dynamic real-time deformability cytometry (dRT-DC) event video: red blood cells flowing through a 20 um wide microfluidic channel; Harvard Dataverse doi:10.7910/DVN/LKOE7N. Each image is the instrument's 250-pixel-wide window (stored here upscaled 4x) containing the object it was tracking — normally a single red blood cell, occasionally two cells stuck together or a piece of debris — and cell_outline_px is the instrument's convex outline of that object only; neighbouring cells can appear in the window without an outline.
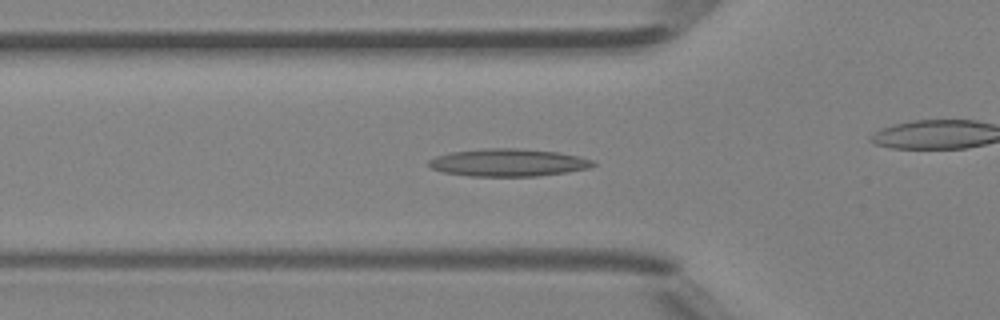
{"species": "Egyptian fruit bat (a non-hibernating species)", "species_latin": "Rousettus aegyptiacus", "temperature_condition": "room temperature", "stored_images_in_passage": 48, "camera_frame_rate_fps": 3000, "um_per_image_px": 0.085, "animal": {"sex": "female"}, "frame": {"image": 1, "passage_image": 16, "time_ms": 5.0, "image_size_px": [1000, 320], "cell_outline_px": [[596, 164], [588, 168], [568, 172], [536, 176], [468, 176], [444, 172], [432, 168], [428, 164], [428, 160], [436, 156], [452, 152], [492, 148], [516, 148], [556, 152], [580, 156], [592, 160]], "centroid_in_image_um": [43.21, 13.82], "position_along_channel_um": 82.6, "area_um2": 26.18}}
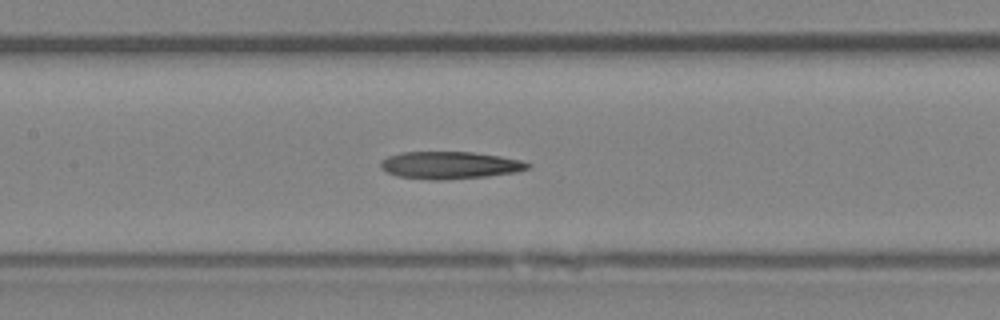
{"frame": {"image": 2, "passage_image": 22, "time_ms": 7.0, "image_size_px": [1000, 320], "cell_outline_px": [[532, 168], [516, 172], [484, 176], [440, 180], [432, 180], [396, 176], [380, 168], [380, 160], [388, 156], [400, 152], [472, 152], [500, 156], [520, 160], [532, 164]], "centroid_in_image_um": [38.22, 14.03], "position_along_channel_um": 169.2, "area_um2": 23.47}}
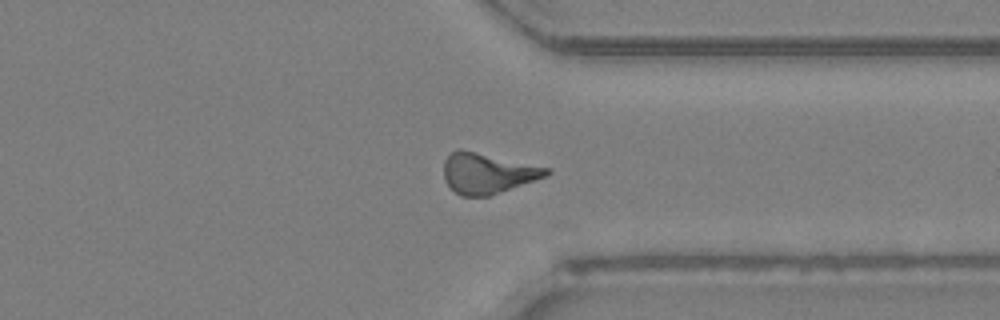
{"frame": {"image": 3, "passage_image": 36, "time_ms": 11.667, "image_size_px": [1000, 320], "cell_outline_px": [[552, 172], [548, 176], [488, 196], [460, 196], [444, 180], [444, 160], [456, 148], [460, 148], [548, 168]], "centroid_in_image_um": [41.42, 14.72], "position_along_channel_um": 370.0, "area_um2": 24.04}, "authors_computed_cell_mechanics": {"area_um2": 23.2356, "velocity_mm_per_s": 4.326, "shape_relaxation_time_tau1_ms": null, "shape_relaxation_time_tau2_ms": 3.7535, "deformation_change_tau1": null, "deformation_change_tau2": 0.1611}}